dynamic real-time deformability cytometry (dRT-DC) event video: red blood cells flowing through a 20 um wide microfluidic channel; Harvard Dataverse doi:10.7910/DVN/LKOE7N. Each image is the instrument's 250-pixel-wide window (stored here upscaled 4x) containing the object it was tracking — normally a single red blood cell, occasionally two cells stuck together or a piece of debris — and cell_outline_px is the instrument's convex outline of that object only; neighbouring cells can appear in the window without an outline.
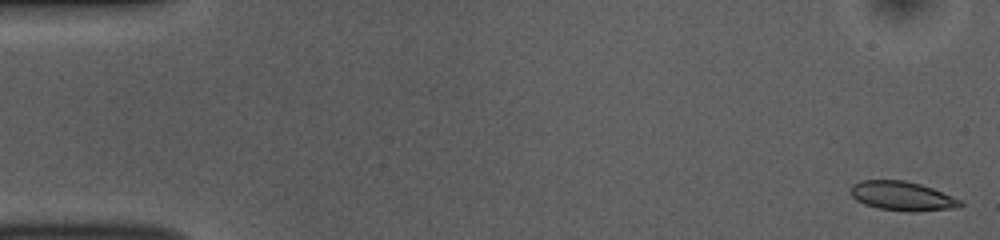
{"species": "common noctule bat (a hibernating species)", "species_latin": "Nyctalus noctula", "temperature_condition": "room temperature", "stored_images_in_passage": 51, "camera_frame_rate_fps": 3000, "um_per_image_px": 0.085, "animal": {"sex": "female", "body_mass_g": 10.0, "forearm_length_mm": 53.1}, "frame": {"image": 1, "passage_image": 1, "time_ms": 0.0, "image_size_px": [1000, 240], "cell_outline_px": [[964, 204], [960, 208], [880, 208], [864, 204], [856, 200], [848, 192], [848, 188], [852, 184], [860, 180], [904, 180], [920, 184], [932, 188], [960, 200]], "centroid_in_image_um": [76.56, 16.58], "position_along_channel_um": 8.4, "area_um2": 17.63}}
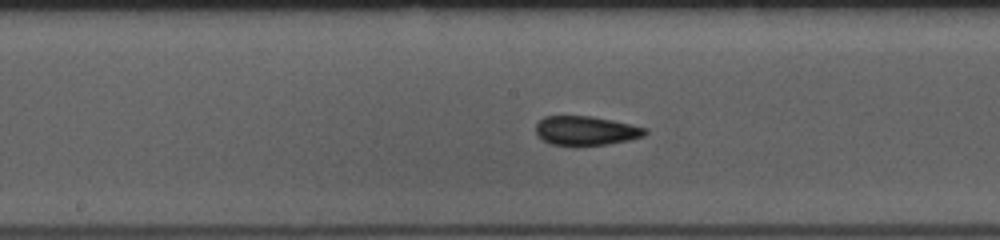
{"frame": {"image": 2, "passage_image": 26, "time_ms": 8.333, "image_size_px": [1000, 240], "cell_outline_px": [[648, 132], [644, 136], [628, 140], [608, 144], [576, 148], [552, 144], [544, 140], [536, 132], [536, 124], [544, 116], [592, 116], [612, 120], [648, 128]], "centroid_in_image_um": [49.81, 11.14], "position_along_channel_um": 198.4, "area_um2": 19.02}}
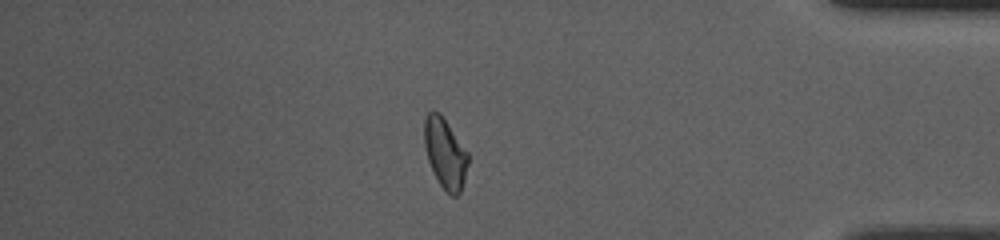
{"frame": {"image": 3, "passage_image": 44, "time_ms": 14.333, "image_size_px": [1000, 240], "cell_outline_px": [[468, 164], [464, 180], [460, 192], [456, 196], [452, 196], [440, 184], [428, 160], [424, 144], [424, 120], [428, 112], [432, 108], [440, 112], [468, 152]], "centroid_in_image_um": [37.83, 12.97], "position_along_channel_um": 397.4, "area_um2": 17.8}, "authors_computed_cell_mechanics": {"area_um2": 18.5538, "velocity_mm_per_s": 3.8717, "shape_relaxation_time_tau1_ms": 7.7023, "shape_relaxation_time_tau2_ms": 1.2958, "deformation_change_tau1": 0.1395, "deformation_change_tau2": 0.0531}}